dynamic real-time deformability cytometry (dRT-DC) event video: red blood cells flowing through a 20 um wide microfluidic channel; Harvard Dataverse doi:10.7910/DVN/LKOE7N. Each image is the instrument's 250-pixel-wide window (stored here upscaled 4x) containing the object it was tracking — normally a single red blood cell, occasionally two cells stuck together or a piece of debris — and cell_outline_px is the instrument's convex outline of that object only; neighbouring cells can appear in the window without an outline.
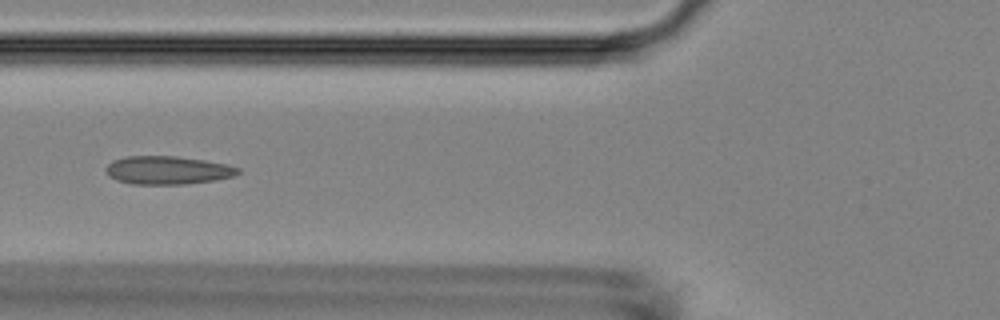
{"species": "Egyptian fruit bat (a non-hibernating species)", "species_latin": "Rousettus aegyptiacus", "temperature_condition": "room temperature", "stored_images_in_passage": 52, "camera_frame_rate_fps": 3000, "um_per_image_px": 0.085, "animal": {"sex": "female"}, "frame": {"image": 1, "passage_image": 20, "time_ms": 6.333, "image_size_px": [1000, 320], "cell_outline_px": [[240, 172], [236, 176], [216, 180], [184, 184], [132, 184], [116, 180], [108, 176], [104, 168], [112, 160], [124, 156], [176, 156], [204, 160], [228, 164], [240, 168]], "centroid_in_image_um": [14.24, 14.46], "position_along_channel_um": 111.6, "area_um2": 22.02}}
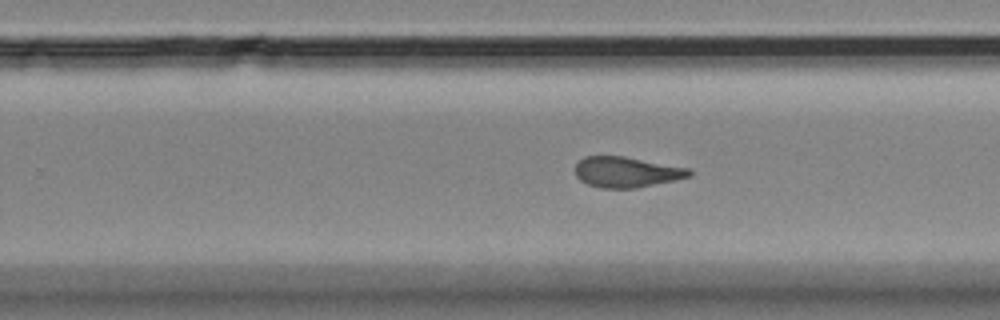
{"frame": {"image": 2, "passage_image": 33, "time_ms": 10.667, "image_size_px": [1000, 320], "cell_outline_px": [[692, 176], [676, 180], [636, 188], [600, 188], [588, 184], [580, 180], [576, 176], [576, 164], [584, 156], [624, 156], [688, 168], [692, 172]], "centroid_in_image_um": [53.26, 14.63], "position_along_channel_um": 276.5, "area_um2": 20.29}}
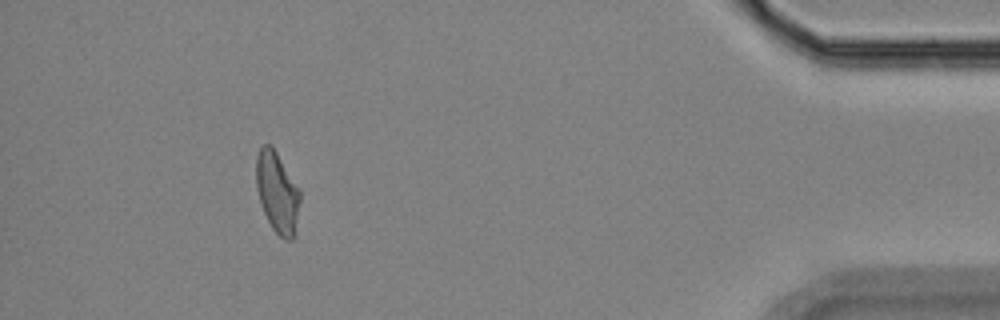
{"frame": {"image": 3, "passage_image": 48, "time_ms": 15.667, "image_size_px": [1000, 320], "cell_outline_px": [[300, 200], [292, 240], [284, 240], [272, 228], [264, 212], [256, 188], [256, 156], [260, 148], [264, 144], [272, 144], [300, 188]], "centroid_in_image_um": [23.56, 16.29], "position_along_channel_um": 411.6, "area_um2": 20.63}, "authors_computed_cell_mechanics": {"area_um2": 21.2704, "velocity_mm_per_s": 3.8053, "shape_relaxation_time_tau1_ms": null, "shape_relaxation_time_tau2_ms": 1.6913, "deformation_change_tau1": null, "deformation_change_tau2": 0.108}}